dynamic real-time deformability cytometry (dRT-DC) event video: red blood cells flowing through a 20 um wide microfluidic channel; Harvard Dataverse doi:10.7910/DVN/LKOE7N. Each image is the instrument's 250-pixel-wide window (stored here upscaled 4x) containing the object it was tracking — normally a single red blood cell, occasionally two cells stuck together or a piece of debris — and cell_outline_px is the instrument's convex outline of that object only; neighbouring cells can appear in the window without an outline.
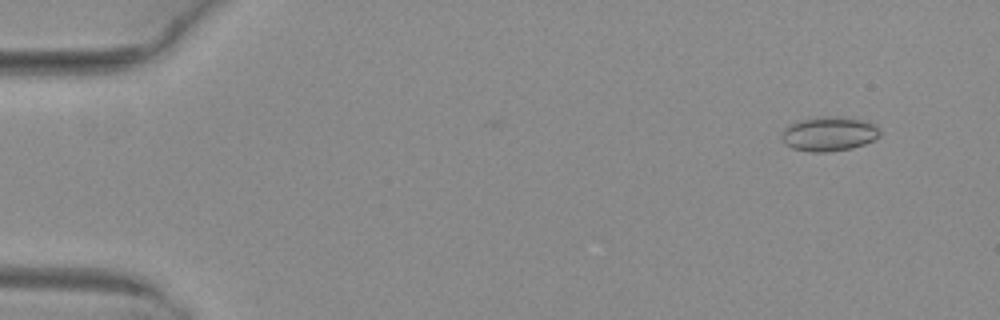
{"species": "common noctule bat (a hibernating species)", "species_latin": "Nyctalus noctula", "temperature_condition": "warm", "stored_images_in_passage": 47, "camera_frame_rate_fps": 3000, "um_per_image_px": 0.085, "animal": {"sex": "female", "body_mass_g": 29.2, "forearm_length_mm": 56.3}, "frame": {"image": 1, "passage_image": 3, "time_ms": 0.667, "image_size_px": [1000, 320], "cell_outline_px": [[880, 136], [864, 144], [852, 148], [828, 152], [808, 152], [792, 148], [784, 144], [784, 128], [792, 124], [804, 120], [828, 116], [844, 116], [860, 120], [872, 124], [880, 132]], "centroid_in_image_um": [70.48, 11.4], "position_along_channel_um": 14.5, "area_um2": 19.25}}
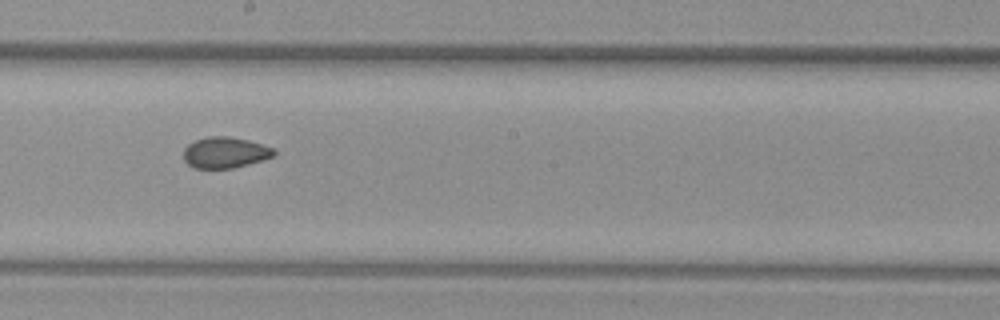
{"frame": {"image": 2, "passage_image": 28, "time_ms": 9.0, "image_size_px": [1000, 320], "cell_outline_px": [[276, 152], [272, 156], [248, 164], [232, 168], [196, 168], [188, 164], [184, 160], [184, 148], [188, 144], [196, 140], [208, 136], [228, 136], [248, 140], [272, 148]], "centroid_in_image_um": [19.09, 12.96], "position_along_channel_um": 229.1, "area_um2": 16.07}}
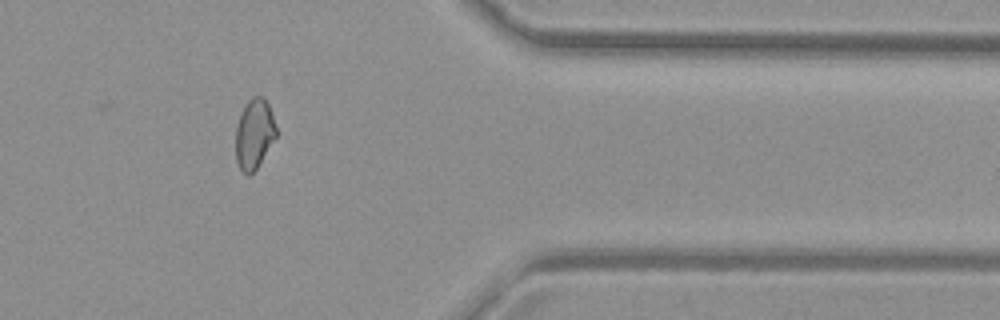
{"frame": {"image": 3, "passage_image": 41, "time_ms": 13.333, "image_size_px": [1000, 320], "cell_outline_px": [[276, 136], [256, 168], [248, 176], [240, 168], [236, 160], [236, 128], [240, 112], [244, 104], [252, 96], [264, 96], [272, 112], [276, 128]], "centroid_in_image_um": [21.6, 11.33], "position_along_channel_um": 389.8, "area_um2": 16.42}, "authors_computed_cell_mechanics": {"area_um2": 16.9932, "velocity_mm_per_s": 4.1318, "shape_relaxation_time_tau1_ms": null, "shape_relaxation_time_tau2_ms": 1.7437, "deformation_change_tau1": null, "deformation_change_tau2": 0.0558}}